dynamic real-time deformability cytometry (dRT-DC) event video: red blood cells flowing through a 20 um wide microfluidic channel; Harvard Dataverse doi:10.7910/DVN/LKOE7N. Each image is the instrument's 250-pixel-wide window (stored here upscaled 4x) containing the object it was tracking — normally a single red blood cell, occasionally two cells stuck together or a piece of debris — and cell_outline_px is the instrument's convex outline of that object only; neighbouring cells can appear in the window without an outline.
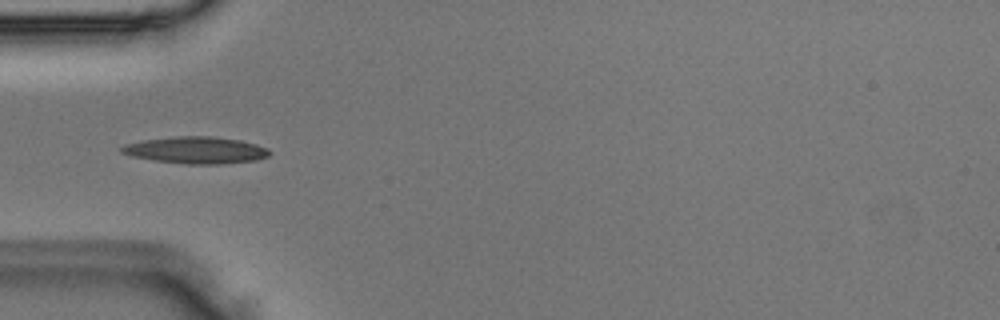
{"species": "Egyptian fruit bat (a non-hibernating species)", "species_latin": "Rousettus aegyptiacus", "temperature_condition": "room temperature", "stored_images_in_passage": 4, "camera_frame_rate_fps": 3000, "um_per_image_px": 0.085, "animal": {"sex": "male"}, "frame": {"image": 1, "passage_image": 4, "time_ms": 1.0, "image_size_px": [1000, 320], "cell_outline_px": [[272, 152], [268, 156], [256, 160], [220, 164], [184, 164], [152, 160], [132, 156], [120, 152], [120, 148], [124, 144], [144, 140], [176, 136], [212, 136], [240, 140], [256, 144], [268, 148]], "centroid_in_image_um": [16.66, 12.76], "position_along_channel_um": 68.3, "area_um2": 23.24}}